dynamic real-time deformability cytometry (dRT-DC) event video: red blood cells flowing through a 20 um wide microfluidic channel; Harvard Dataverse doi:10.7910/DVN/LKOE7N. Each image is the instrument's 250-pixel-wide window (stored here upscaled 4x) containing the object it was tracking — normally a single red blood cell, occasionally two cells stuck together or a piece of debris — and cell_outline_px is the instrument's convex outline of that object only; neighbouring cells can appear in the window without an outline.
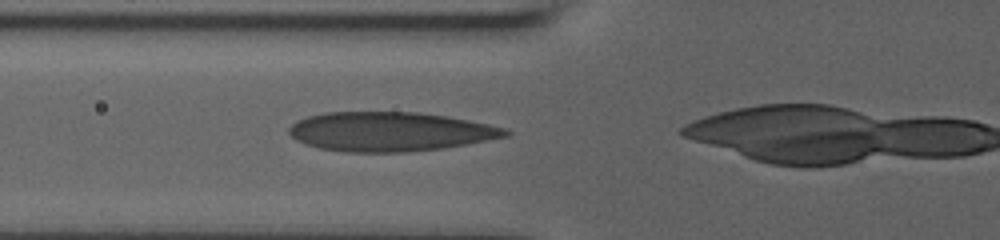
{"species": "human", "species_latin": "Homo sapiens", "temperature_condition": "room temperature", "stored_images_in_passage": 32, "camera_frame_rate_fps": 3000, "um_per_image_px": 0.085, "donor": {"sex": "male"}, "frame": {"image": 1, "passage_image": 16, "time_ms": 3.667, "image_size_px": [1000, 240], "cell_outline_px": [[512, 132], [508, 136], [444, 148], [408, 152], [348, 152], [320, 148], [304, 144], [296, 140], [288, 132], [288, 128], [296, 120], [308, 116], [324, 112], [416, 112], [448, 116], [508, 128]], "centroid_in_image_um": [33.15, 11.18], "position_along_channel_um": 92.7, "area_um2": 49.71}}
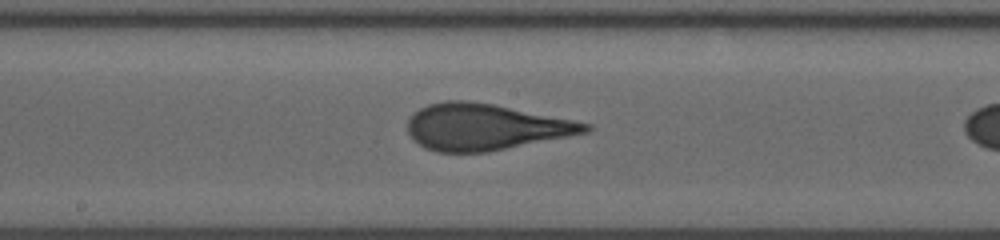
{"frame": {"image": 2, "passage_image": 25, "time_ms": 6.667, "image_size_px": [1000, 240], "cell_outline_px": [[592, 128], [588, 132], [568, 136], [484, 152], [436, 152], [424, 148], [408, 132], [408, 120], [420, 108], [428, 104], [444, 100], [468, 100], [492, 104], [592, 124]], "centroid_in_image_um": [41.21, 10.78], "position_along_channel_um": 207.0, "area_um2": 47.22}}
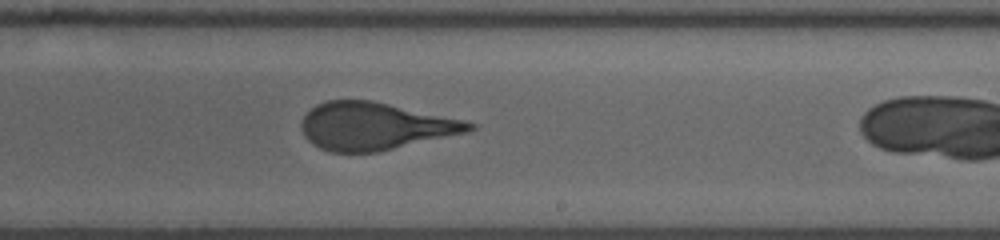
{"frame": {"image": 3, "passage_image": 31, "time_ms": 8.0, "image_size_px": [1000, 240], "cell_outline_px": [[476, 128], [468, 132], [376, 152], [328, 152], [312, 144], [304, 136], [300, 128], [300, 124], [304, 116], [316, 104], [328, 100], [372, 100], [464, 120], [476, 124]], "centroid_in_image_um": [31.83, 10.72], "position_along_channel_um": 257.2, "area_um2": 46.3}}